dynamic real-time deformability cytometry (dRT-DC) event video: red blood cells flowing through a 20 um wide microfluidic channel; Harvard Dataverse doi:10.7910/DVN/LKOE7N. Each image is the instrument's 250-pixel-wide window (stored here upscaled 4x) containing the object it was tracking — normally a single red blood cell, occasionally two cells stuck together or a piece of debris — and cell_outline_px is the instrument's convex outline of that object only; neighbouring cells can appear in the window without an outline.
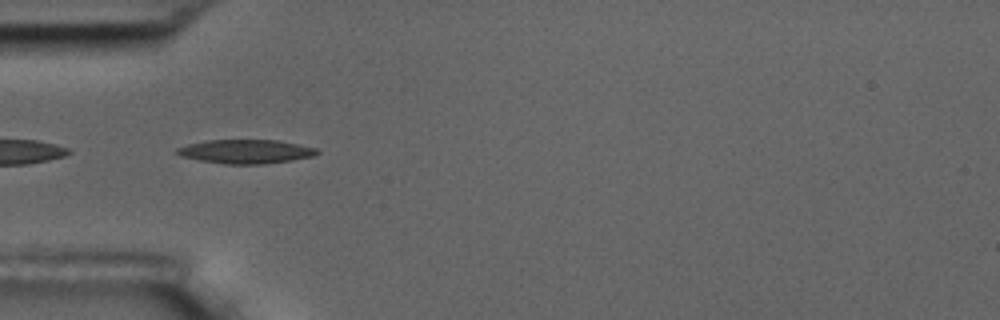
{"species": "common noctule bat (a hibernating species)", "species_latin": "Nyctalus noctula", "temperature_condition": "room temperature", "stored_images_in_passage": 10, "camera_frame_rate_fps": 3000, "um_per_image_px": 0.085, "animal": {"sex": "male", "body_mass_g": 17.5, "forearm_length_mm": 52.3}, "frame": {"image": 1, "passage_image": 4, "time_ms": 3.667, "image_size_px": [1000, 320], "cell_outline_px": [[320, 152], [312, 156], [292, 160], [264, 164], [224, 164], [200, 160], [180, 156], [176, 152], [176, 148], [188, 144], [208, 140], [280, 140], [316, 148]], "centroid_in_image_um": [20.89, 12.88], "position_along_channel_um": 64.1, "area_um2": 19.48}}
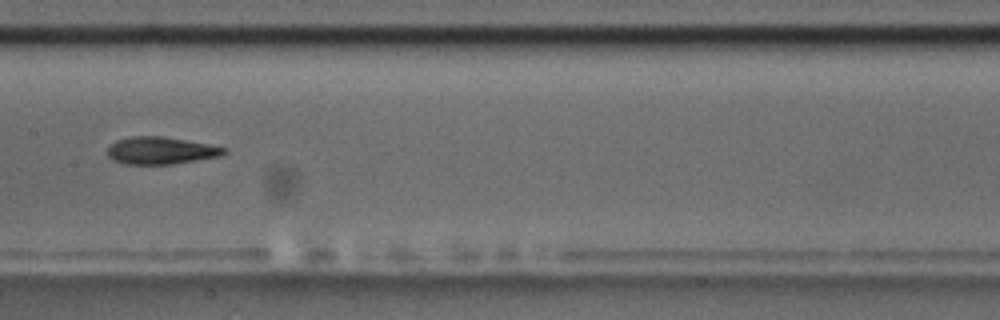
{"frame": {"image": 2, "passage_image": 7, "time_ms": 7.333, "image_size_px": [1000, 320], "cell_outline_px": [[228, 152], [220, 156], [172, 164], [128, 164], [112, 160], [108, 156], [108, 148], [116, 140], [132, 136], [164, 136], [208, 144], [228, 148]], "centroid_in_image_um": [13.69, 12.79], "position_along_channel_um": 193.7, "area_um2": 18.5}}
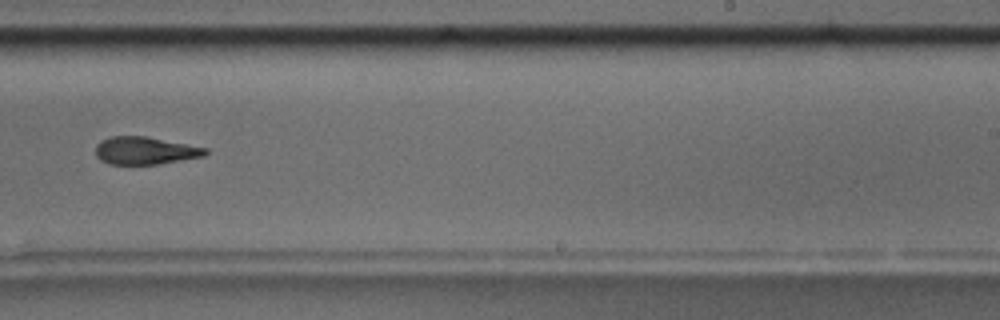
{"frame": {"image": 3, "passage_image": 9, "time_ms": 9.667, "image_size_px": [1000, 320], "cell_outline_px": [[208, 152], [204, 156], [156, 164], [108, 164], [100, 160], [96, 156], [96, 144], [100, 140], [108, 136], [144, 136], [208, 148]], "centroid_in_image_um": [12.29, 12.8], "position_along_channel_um": 276.7, "area_um2": 17.63}}